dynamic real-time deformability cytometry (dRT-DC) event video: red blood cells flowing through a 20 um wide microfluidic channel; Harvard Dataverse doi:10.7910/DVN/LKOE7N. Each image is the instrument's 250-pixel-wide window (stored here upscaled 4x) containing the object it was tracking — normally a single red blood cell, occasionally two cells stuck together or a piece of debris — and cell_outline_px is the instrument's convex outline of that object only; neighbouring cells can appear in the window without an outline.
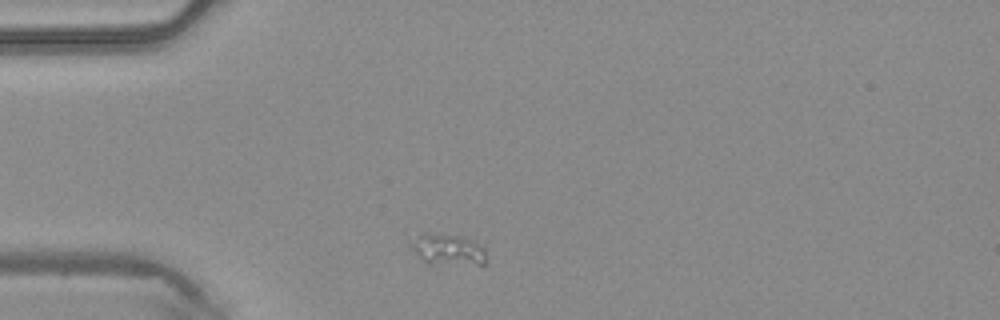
{"species": "common noctule bat (a hibernating species)", "species_latin": "Nyctalus noctula", "temperature_condition": "warm", "stored_images_in_passage": 2, "camera_frame_rate_fps": 3000, "um_per_image_px": 0.085, "animal": {"sex": "male", "body_mass_g": 20.4}, "frame": {"image": 1, "passage_image": 1, "time_ms": 0.0, "image_size_px": [1000, 320], "cell_outline_px": [[488, 264], [476, 264], [424, 260], [412, 248], [412, 244], [420, 232], [424, 232], [464, 236], [476, 240], [484, 244], [488, 260]], "centroid_in_image_um": [38.24, 21.14], "position_along_channel_um": 46.8, "area_um2": 13.35}}